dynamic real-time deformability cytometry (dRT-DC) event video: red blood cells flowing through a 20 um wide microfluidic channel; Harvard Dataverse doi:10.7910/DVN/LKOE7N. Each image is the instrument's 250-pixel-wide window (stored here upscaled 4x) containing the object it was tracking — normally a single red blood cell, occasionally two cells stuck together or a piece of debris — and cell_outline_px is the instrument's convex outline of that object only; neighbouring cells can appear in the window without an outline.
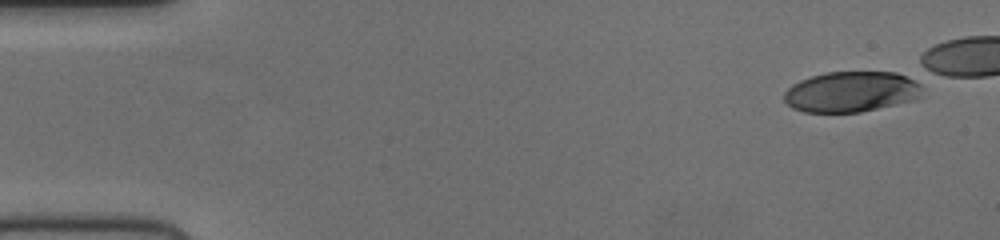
{"species": "human", "species_latin": "Homo sapiens", "temperature_condition": "cold", "stored_images_in_passage": 1, "camera_frame_rate_fps": 3000, "um_per_image_px": 0.085, "donor": {"sex": "female"}, "frame": {"image": 1, "passage_image": 1, "time_ms": 0.0, "image_size_px": [1000, 240], "cell_outline_px": [[920, 96], [916, 100], [860, 112], [804, 112], [792, 108], [784, 100], [784, 92], [792, 84], [800, 80], [824, 72], [896, 72], [920, 80]], "centroid_in_image_um": [72.38, 7.79], "position_along_channel_um": 12.6, "area_um2": 32.95}}